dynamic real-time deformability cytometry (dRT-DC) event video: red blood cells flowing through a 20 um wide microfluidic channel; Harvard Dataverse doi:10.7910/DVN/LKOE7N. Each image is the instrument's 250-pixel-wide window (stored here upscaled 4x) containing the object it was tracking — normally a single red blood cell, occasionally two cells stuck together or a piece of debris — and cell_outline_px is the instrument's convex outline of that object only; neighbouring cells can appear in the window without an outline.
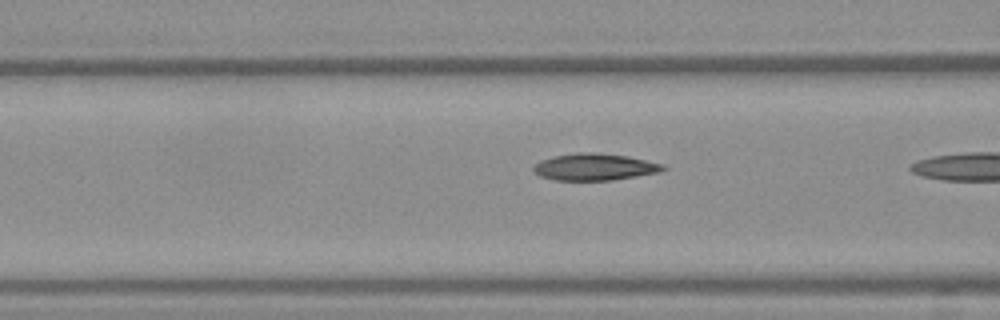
{"species": "Egyptian fruit bat (a non-hibernating species)", "species_latin": "Rousettus aegyptiacus", "temperature_condition": "warm", "stored_images_in_passage": 14, "camera_frame_rate_fps": 3000, "um_per_image_px": 0.085, "frame": {"image": 1, "passage_image": 13, "time_ms": 4.0, "image_size_px": [1000, 320], "cell_outline_px": [[668, 168], [660, 172], [612, 180], [556, 180], [540, 176], [532, 168], [540, 160], [552, 156], [580, 152], [592, 152], [628, 156], [664, 164]], "centroid_in_image_um": [50.56, 14.18], "position_along_channel_um": 116.0, "area_um2": 20.23}}